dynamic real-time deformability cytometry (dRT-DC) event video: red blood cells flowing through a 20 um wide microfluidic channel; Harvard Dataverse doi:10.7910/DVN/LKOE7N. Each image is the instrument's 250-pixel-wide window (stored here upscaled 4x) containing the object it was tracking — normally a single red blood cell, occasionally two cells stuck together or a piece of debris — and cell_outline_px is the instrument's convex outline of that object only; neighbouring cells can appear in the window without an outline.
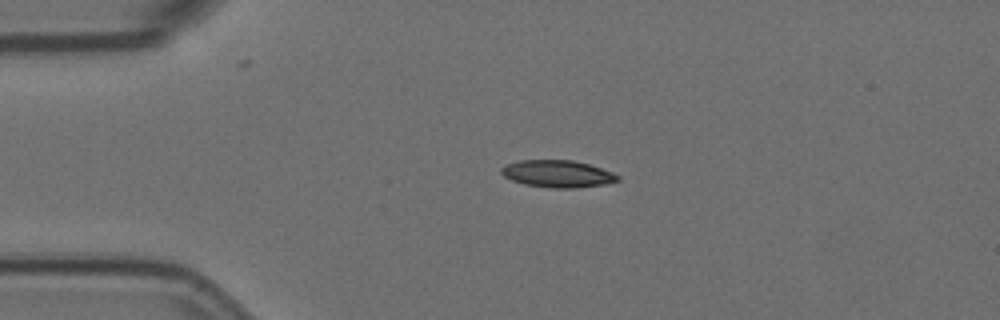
{"species": "Egyptian fruit bat (a non-hibernating species)", "species_latin": "Rousettus aegyptiacus", "temperature_condition": "room temperature", "stored_images_in_passage": 4, "camera_frame_rate_fps": 3000, "um_per_image_px": 0.085, "animal": {"sex": "female"}, "frame": {"image": 1, "passage_image": 3, "time_ms": 0.667, "image_size_px": [1000, 320], "cell_outline_px": [[620, 180], [604, 184], [576, 188], [552, 188], [524, 184], [512, 180], [504, 176], [500, 172], [500, 168], [508, 164], [520, 160], [572, 160], [588, 164], [612, 172], [620, 176]], "centroid_in_image_um": [47.39, 14.77], "position_along_channel_um": 37.6, "area_um2": 18.32}}
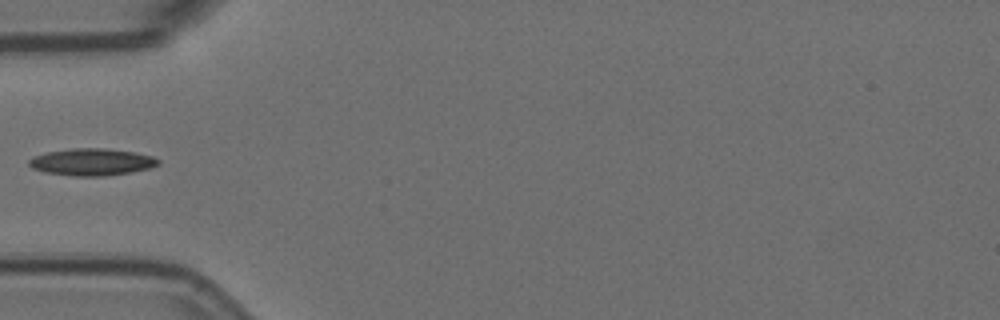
{"frame": {"image": 2, "passage_image": 4, "time_ms": 1.0, "image_size_px": [1000, 320], "cell_outline_px": [[160, 164], [148, 168], [132, 172], [104, 176], [76, 176], [44, 172], [32, 168], [28, 164], [28, 160], [36, 156], [48, 152], [72, 148], [104, 148], [136, 152], [152, 156], [160, 160]], "centroid_in_image_um": [7.82, 13.77], "position_along_channel_um": 77.2, "area_um2": 20.29}}